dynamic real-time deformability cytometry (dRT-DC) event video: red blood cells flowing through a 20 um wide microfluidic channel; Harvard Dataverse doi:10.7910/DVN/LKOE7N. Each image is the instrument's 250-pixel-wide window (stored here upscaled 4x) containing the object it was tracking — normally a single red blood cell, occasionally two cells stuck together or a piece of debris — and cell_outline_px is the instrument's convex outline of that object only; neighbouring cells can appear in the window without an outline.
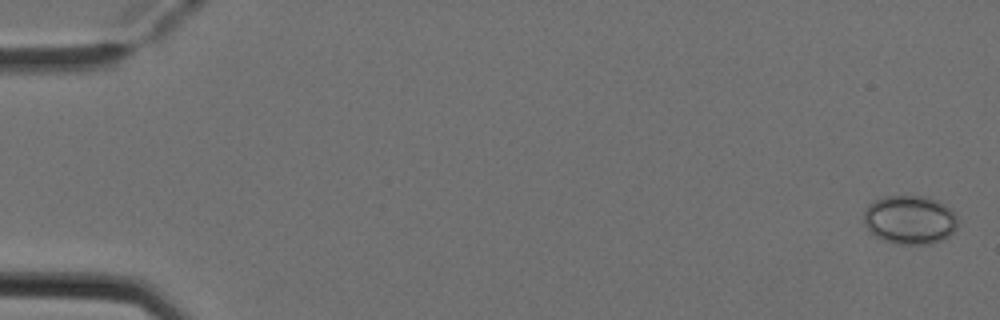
{"species": "Egyptian fruit bat (a non-hibernating species)", "species_latin": "Rousettus aegyptiacus", "temperature_condition": "cold", "stored_images_in_passage": 6, "camera_frame_rate_fps": 3000, "um_per_image_px": 0.085, "animal": {"sex": "female"}, "frame": {"image": 1, "passage_image": 1, "time_ms": 0.0, "image_size_px": [1000, 320], "cell_outline_px": [[960, 220], [956, 228], [948, 236], [932, 244], [896, 244], [884, 240], [868, 232], [864, 224], [864, 212], [868, 204], [884, 196], [924, 196], [936, 200], [944, 204]], "centroid_in_image_um": [77.31, 18.69], "position_along_channel_um": 7.7, "area_um2": 26.82}}
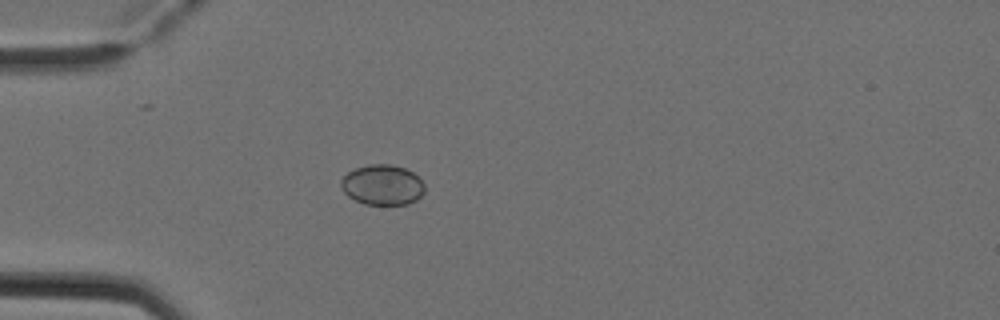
{"frame": {"image": 2, "passage_image": 5, "time_ms": 1.333, "image_size_px": [1000, 320], "cell_outline_px": [[424, 192], [416, 200], [408, 204], [364, 204], [348, 196], [344, 192], [340, 184], [340, 180], [348, 172], [356, 168], [368, 164], [392, 164], [404, 168], [412, 172], [424, 184]], "centroid_in_image_um": [32.49, 15.71], "position_along_channel_um": 52.5, "area_um2": 19.54}}